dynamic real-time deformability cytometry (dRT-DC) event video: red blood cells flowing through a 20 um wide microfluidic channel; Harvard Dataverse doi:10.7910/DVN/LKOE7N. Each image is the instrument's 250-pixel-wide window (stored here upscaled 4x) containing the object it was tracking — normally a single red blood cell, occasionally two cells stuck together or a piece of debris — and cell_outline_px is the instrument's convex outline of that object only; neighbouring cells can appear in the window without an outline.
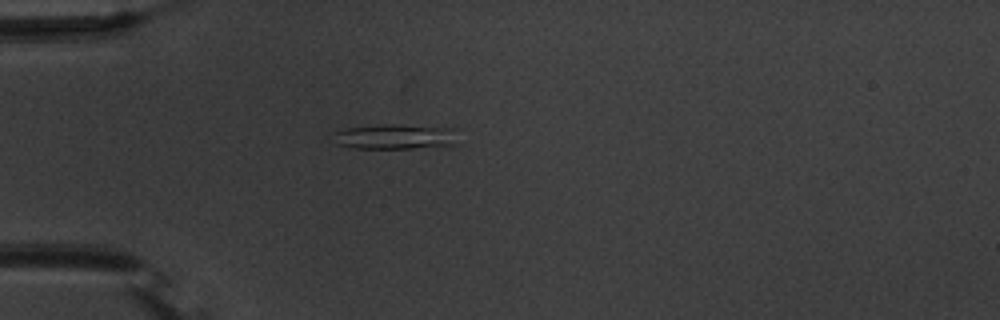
{"species": "common noctule bat (a hibernating species)", "species_latin": "Nyctalus noctula", "temperature_condition": "warm", "stored_images_in_passage": 4, "camera_frame_rate_fps": 3000, "um_per_image_px": 0.085, "animal": {"sex": "male", "body_mass_g": 20.1, "forearm_length_mm": 53.5}, "frame": {"image": 1, "passage_image": 1, "time_ms": 0.0, "image_size_px": [1000, 320], "cell_outline_px": [[456, 144], [412, 148], [352, 148], [336, 144], [328, 132], [348, 128], [380, 124], [392, 124], [456, 128]], "centroid_in_image_um": [33.5, 11.6], "position_along_channel_um": 51.5, "area_um2": 18.5}}